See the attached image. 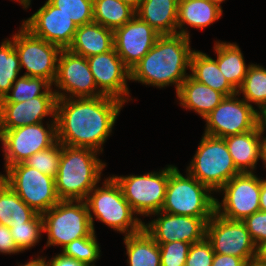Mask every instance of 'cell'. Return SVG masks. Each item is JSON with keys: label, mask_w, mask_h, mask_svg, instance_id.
<instances>
[{"label": "cell", "mask_w": 266, "mask_h": 266, "mask_svg": "<svg viewBox=\"0 0 266 266\" xmlns=\"http://www.w3.org/2000/svg\"><path fill=\"white\" fill-rule=\"evenodd\" d=\"M22 25L34 36L68 49L77 30V25L71 18L53 6L48 0L31 17L23 21Z\"/></svg>", "instance_id": "e0dca14e"}, {"label": "cell", "mask_w": 266, "mask_h": 266, "mask_svg": "<svg viewBox=\"0 0 266 266\" xmlns=\"http://www.w3.org/2000/svg\"><path fill=\"white\" fill-rule=\"evenodd\" d=\"M260 211L266 212V179H261Z\"/></svg>", "instance_id": "bcb514c9"}, {"label": "cell", "mask_w": 266, "mask_h": 266, "mask_svg": "<svg viewBox=\"0 0 266 266\" xmlns=\"http://www.w3.org/2000/svg\"><path fill=\"white\" fill-rule=\"evenodd\" d=\"M16 1H19L20 4L24 7V9H27L31 5V0H16Z\"/></svg>", "instance_id": "f5cc1de1"}, {"label": "cell", "mask_w": 266, "mask_h": 266, "mask_svg": "<svg viewBox=\"0 0 266 266\" xmlns=\"http://www.w3.org/2000/svg\"><path fill=\"white\" fill-rule=\"evenodd\" d=\"M189 74L197 82L219 91L225 97L235 95L237 90L228 82L220 71L217 61L206 53L194 50L190 58Z\"/></svg>", "instance_id": "484cf974"}, {"label": "cell", "mask_w": 266, "mask_h": 266, "mask_svg": "<svg viewBox=\"0 0 266 266\" xmlns=\"http://www.w3.org/2000/svg\"><path fill=\"white\" fill-rule=\"evenodd\" d=\"M45 259V257L40 258V256H38L36 259L33 258L31 261L19 266H47Z\"/></svg>", "instance_id": "7dc6e473"}, {"label": "cell", "mask_w": 266, "mask_h": 266, "mask_svg": "<svg viewBox=\"0 0 266 266\" xmlns=\"http://www.w3.org/2000/svg\"><path fill=\"white\" fill-rule=\"evenodd\" d=\"M237 93L224 99L205 118L204 134L225 138L254 130L258 126V110Z\"/></svg>", "instance_id": "4fadbf2b"}, {"label": "cell", "mask_w": 266, "mask_h": 266, "mask_svg": "<svg viewBox=\"0 0 266 266\" xmlns=\"http://www.w3.org/2000/svg\"><path fill=\"white\" fill-rule=\"evenodd\" d=\"M217 64L228 82L238 90L244 82L249 65L245 64L243 53L236 43L216 42Z\"/></svg>", "instance_id": "4316f807"}, {"label": "cell", "mask_w": 266, "mask_h": 266, "mask_svg": "<svg viewBox=\"0 0 266 266\" xmlns=\"http://www.w3.org/2000/svg\"><path fill=\"white\" fill-rule=\"evenodd\" d=\"M211 193L195 177L189 173L184 177L176 167L169 174L161 211L184 216L212 217L216 198Z\"/></svg>", "instance_id": "8992f818"}, {"label": "cell", "mask_w": 266, "mask_h": 266, "mask_svg": "<svg viewBox=\"0 0 266 266\" xmlns=\"http://www.w3.org/2000/svg\"><path fill=\"white\" fill-rule=\"evenodd\" d=\"M47 245L64 248L73 240L93 235L90 215L84 200H60L42 214Z\"/></svg>", "instance_id": "52a82bcc"}, {"label": "cell", "mask_w": 266, "mask_h": 266, "mask_svg": "<svg viewBox=\"0 0 266 266\" xmlns=\"http://www.w3.org/2000/svg\"><path fill=\"white\" fill-rule=\"evenodd\" d=\"M54 85L58 87L54 90L57 98H94L103 95L97 89L87 58L68 49H62L59 54ZM67 93L70 95L67 96Z\"/></svg>", "instance_id": "5bb4252c"}, {"label": "cell", "mask_w": 266, "mask_h": 266, "mask_svg": "<svg viewBox=\"0 0 266 266\" xmlns=\"http://www.w3.org/2000/svg\"><path fill=\"white\" fill-rule=\"evenodd\" d=\"M10 232L17 248L22 252L34 247L43 232L42 214H37L26 223H11Z\"/></svg>", "instance_id": "d6a6232c"}, {"label": "cell", "mask_w": 266, "mask_h": 266, "mask_svg": "<svg viewBox=\"0 0 266 266\" xmlns=\"http://www.w3.org/2000/svg\"><path fill=\"white\" fill-rule=\"evenodd\" d=\"M255 246L259 248L266 242V212L257 211L243 220Z\"/></svg>", "instance_id": "ab89813d"}, {"label": "cell", "mask_w": 266, "mask_h": 266, "mask_svg": "<svg viewBox=\"0 0 266 266\" xmlns=\"http://www.w3.org/2000/svg\"><path fill=\"white\" fill-rule=\"evenodd\" d=\"M62 145V143L56 141L51 147L33 154L24 163L55 179L58 172Z\"/></svg>", "instance_id": "d590c367"}, {"label": "cell", "mask_w": 266, "mask_h": 266, "mask_svg": "<svg viewBox=\"0 0 266 266\" xmlns=\"http://www.w3.org/2000/svg\"><path fill=\"white\" fill-rule=\"evenodd\" d=\"M180 105L194 110L203 119L224 99V95L209 86L197 82L190 75L182 82L177 91Z\"/></svg>", "instance_id": "603a6c76"}, {"label": "cell", "mask_w": 266, "mask_h": 266, "mask_svg": "<svg viewBox=\"0 0 266 266\" xmlns=\"http://www.w3.org/2000/svg\"><path fill=\"white\" fill-rule=\"evenodd\" d=\"M206 238L214 253L233 255L245 262L258 256V248L243 221L230 220L214 213L206 226Z\"/></svg>", "instance_id": "9a60e30c"}, {"label": "cell", "mask_w": 266, "mask_h": 266, "mask_svg": "<svg viewBox=\"0 0 266 266\" xmlns=\"http://www.w3.org/2000/svg\"><path fill=\"white\" fill-rule=\"evenodd\" d=\"M36 213L0 178V224L10 227L11 215Z\"/></svg>", "instance_id": "836d02e7"}, {"label": "cell", "mask_w": 266, "mask_h": 266, "mask_svg": "<svg viewBox=\"0 0 266 266\" xmlns=\"http://www.w3.org/2000/svg\"><path fill=\"white\" fill-rule=\"evenodd\" d=\"M236 168L241 172H254L262 155V134L259 126L245 133L224 138Z\"/></svg>", "instance_id": "44dd1931"}, {"label": "cell", "mask_w": 266, "mask_h": 266, "mask_svg": "<svg viewBox=\"0 0 266 266\" xmlns=\"http://www.w3.org/2000/svg\"><path fill=\"white\" fill-rule=\"evenodd\" d=\"M5 169L24 162L38 151L51 147L57 141L56 119L44 128L43 123L13 129H0Z\"/></svg>", "instance_id": "30bf717a"}, {"label": "cell", "mask_w": 266, "mask_h": 266, "mask_svg": "<svg viewBox=\"0 0 266 266\" xmlns=\"http://www.w3.org/2000/svg\"><path fill=\"white\" fill-rule=\"evenodd\" d=\"M135 15V9L121 0H93V21L113 31Z\"/></svg>", "instance_id": "f1b7e54d"}, {"label": "cell", "mask_w": 266, "mask_h": 266, "mask_svg": "<svg viewBox=\"0 0 266 266\" xmlns=\"http://www.w3.org/2000/svg\"><path fill=\"white\" fill-rule=\"evenodd\" d=\"M261 160H263V163L266 168V142H262V155H261Z\"/></svg>", "instance_id": "816d5d0a"}, {"label": "cell", "mask_w": 266, "mask_h": 266, "mask_svg": "<svg viewBox=\"0 0 266 266\" xmlns=\"http://www.w3.org/2000/svg\"><path fill=\"white\" fill-rule=\"evenodd\" d=\"M222 12L223 10L220 7L210 3L208 0H179L177 34L190 38L189 32L185 29V25L197 29H204L218 20Z\"/></svg>", "instance_id": "cb8c5ba5"}, {"label": "cell", "mask_w": 266, "mask_h": 266, "mask_svg": "<svg viewBox=\"0 0 266 266\" xmlns=\"http://www.w3.org/2000/svg\"><path fill=\"white\" fill-rule=\"evenodd\" d=\"M176 168L167 165L159 172L144 175L112 176L119 184L124 198L138 215L150 216L161 211L169 174Z\"/></svg>", "instance_id": "9c48e42d"}, {"label": "cell", "mask_w": 266, "mask_h": 266, "mask_svg": "<svg viewBox=\"0 0 266 266\" xmlns=\"http://www.w3.org/2000/svg\"><path fill=\"white\" fill-rule=\"evenodd\" d=\"M213 193L241 173L235 166L225 139L203 134L187 171Z\"/></svg>", "instance_id": "5b68a950"}, {"label": "cell", "mask_w": 266, "mask_h": 266, "mask_svg": "<svg viewBox=\"0 0 266 266\" xmlns=\"http://www.w3.org/2000/svg\"><path fill=\"white\" fill-rule=\"evenodd\" d=\"M12 41L20 66L25 67L27 71L24 76L41 77L53 85L57 76L58 57L62 49L34 36L23 25L12 36Z\"/></svg>", "instance_id": "8fae6325"}, {"label": "cell", "mask_w": 266, "mask_h": 266, "mask_svg": "<svg viewBox=\"0 0 266 266\" xmlns=\"http://www.w3.org/2000/svg\"><path fill=\"white\" fill-rule=\"evenodd\" d=\"M244 266H266V262L263 261L259 256H256L251 260L246 261Z\"/></svg>", "instance_id": "c3c4849f"}, {"label": "cell", "mask_w": 266, "mask_h": 266, "mask_svg": "<svg viewBox=\"0 0 266 266\" xmlns=\"http://www.w3.org/2000/svg\"><path fill=\"white\" fill-rule=\"evenodd\" d=\"M178 1L143 0L135 13L161 35L177 34Z\"/></svg>", "instance_id": "d4e9b609"}, {"label": "cell", "mask_w": 266, "mask_h": 266, "mask_svg": "<svg viewBox=\"0 0 266 266\" xmlns=\"http://www.w3.org/2000/svg\"><path fill=\"white\" fill-rule=\"evenodd\" d=\"M5 172L0 178L37 214L45 213L60 201L53 177L24 162L9 166Z\"/></svg>", "instance_id": "ba28073f"}, {"label": "cell", "mask_w": 266, "mask_h": 266, "mask_svg": "<svg viewBox=\"0 0 266 266\" xmlns=\"http://www.w3.org/2000/svg\"><path fill=\"white\" fill-rule=\"evenodd\" d=\"M87 61L97 89L103 95L117 98L124 103L130 100L127 86L130 70L114 48L107 53L87 57Z\"/></svg>", "instance_id": "d6986e66"}, {"label": "cell", "mask_w": 266, "mask_h": 266, "mask_svg": "<svg viewBox=\"0 0 266 266\" xmlns=\"http://www.w3.org/2000/svg\"><path fill=\"white\" fill-rule=\"evenodd\" d=\"M258 126L260 128L261 134H264L266 129V109L258 111ZM263 142H266V137L262 136Z\"/></svg>", "instance_id": "f6af8a7d"}, {"label": "cell", "mask_w": 266, "mask_h": 266, "mask_svg": "<svg viewBox=\"0 0 266 266\" xmlns=\"http://www.w3.org/2000/svg\"><path fill=\"white\" fill-rule=\"evenodd\" d=\"M114 31L96 22L77 27L68 50L85 58L107 53L114 48Z\"/></svg>", "instance_id": "7402d4cb"}, {"label": "cell", "mask_w": 266, "mask_h": 266, "mask_svg": "<svg viewBox=\"0 0 266 266\" xmlns=\"http://www.w3.org/2000/svg\"><path fill=\"white\" fill-rule=\"evenodd\" d=\"M47 266H88L86 263L76 260L75 258L66 256L63 252L53 256L47 261Z\"/></svg>", "instance_id": "7bdbcfd3"}, {"label": "cell", "mask_w": 266, "mask_h": 266, "mask_svg": "<svg viewBox=\"0 0 266 266\" xmlns=\"http://www.w3.org/2000/svg\"><path fill=\"white\" fill-rule=\"evenodd\" d=\"M157 219L143 224L144 230L157 244L182 241L196 243L206 237L207 222L211 217H193L156 212Z\"/></svg>", "instance_id": "2e32d148"}, {"label": "cell", "mask_w": 266, "mask_h": 266, "mask_svg": "<svg viewBox=\"0 0 266 266\" xmlns=\"http://www.w3.org/2000/svg\"><path fill=\"white\" fill-rule=\"evenodd\" d=\"M100 251L95 233L91 236L73 240L62 249L66 256L84 262L88 266H95L94 262L100 259Z\"/></svg>", "instance_id": "e575fe53"}, {"label": "cell", "mask_w": 266, "mask_h": 266, "mask_svg": "<svg viewBox=\"0 0 266 266\" xmlns=\"http://www.w3.org/2000/svg\"><path fill=\"white\" fill-rule=\"evenodd\" d=\"M37 213H17L11 215V223H26L31 221Z\"/></svg>", "instance_id": "ee69618b"}, {"label": "cell", "mask_w": 266, "mask_h": 266, "mask_svg": "<svg viewBox=\"0 0 266 266\" xmlns=\"http://www.w3.org/2000/svg\"><path fill=\"white\" fill-rule=\"evenodd\" d=\"M258 256L266 262V242L258 248Z\"/></svg>", "instance_id": "f907efd6"}, {"label": "cell", "mask_w": 266, "mask_h": 266, "mask_svg": "<svg viewBox=\"0 0 266 266\" xmlns=\"http://www.w3.org/2000/svg\"><path fill=\"white\" fill-rule=\"evenodd\" d=\"M190 245L182 241L160 244L161 266H185Z\"/></svg>", "instance_id": "74e56055"}, {"label": "cell", "mask_w": 266, "mask_h": 266, "mask_svg": "<svg viewBox=\"0 0 266 266\" xmlns=\"http://www.w3.org/2000/svg\"><path fill=\"white\" fill-rule=\"evenodd\" d=\"M161 34L136 15L114 31V49L131 70L153 47Z\"/></svg>", "instance_id": "ac0fdd59"}, {"label": "cell", "mask_w": 266, "mask_h": 266, "mask_svg": "<svg viewBox=\"0 0 266 266\" xmlns=\"http://www.w3.org/2000/svg\"><path fill=\"white\" fill-rule=\"evenodd\" d=\"M19 252L21 251L13 240L10 228L0 224V253L11 255Z\"/></svg>", "instance_id": "60d3db41"}, {"label": "cell", "mask_w": 266, "mask_h": 266, "mask_svg": "<svg viewBox=\"0 0 266 266\" xmlns=\"http://www.w3.org/2000/svg\"><path fill=\"white\" fill-rule=\"evenodd\" d=\"M72 19L77 27L93 22V0H48Z\"/></svg>", "instance_id": "8d00e7d4"}, {"label": "cell", "mask_w": 266, "mask_h": 266, "mask_svg": "<svg viewBox=\"0 0 266 266\" xmlns=\"http://www.w3.org/2000/svg\"><path fill=\"white\" fill-rule=\"evenodd\" d=\"M121 1L130 5L132 8L136 10L143 0H121Z\"/></svg>", "instance_id": "681fc988"}, {"label": "cell", "mask_w": 266, "mask_h": 266, "mask_svg": "<svg viewBox=\"0 0 266 266\" xmlns=\"http://www.w3.org/2000/svg\"><path fill=\"white\" fill-rule=\"evenodd\" d=\"M89 148L62 145L55 188L60 200H85L106 166Z\"/></svg>", "instance_id": "3957f363"}, {"label": "cell", "mask_w": 266, "mask_h": 266, "mask_svg": "<svg viewBox=\"0 0 266 266\" xmlns=\"http://www.w3.org/2000/svg\"><path fill=\"white\" fill-rule=\"evenodd\" d=\"M224 193L222 202L215 199V213L230 219L243 221L260 211L261 178L253 172L239 173L218 192Z\"/></svg>", "instance_id": "7c38bea8"}, {"label": "cell", "mask_w": 266, "mask_h": 266, "mask_svg": "<svg viewBox=\"0 0 266 266\" xmlns=\"http://www.w3.org/2000/svg\"><path fill=\"white\" fill-rule=\"evenodd\" d=\"M210 3H213V4H216L218 7H220L221 9H222V7H221V3L222 2H224L225 0H208Z\"/></svg>", "instance_id": "db71d44e"}, {"label": "cell", "mask_w": 266, "mask_h": 266, "mask_svg": "<svg viewBox=\"0 0 266 266\" xmlns=\"http://www.w3.org/2000/svg\"><path fill=\"white\" fill-rule=\"evenodd\" d=\"M245 263L242 258L215 253L211 266H244Z\"/></svg>", "instance_id": "b9f144b4"}, {"label": "cell", "mask_w": 266, "mask_h": 266, "mask_svg": "<svg viewBox=\"0 0 266 266\" xmlns=\"http://www.w3.org/2000/svg\"><path fill=\"white\" fill-rule=\"evenodd\" d=\"M102 184L103 187L96 185L84 200L94 232L93 219L95 218L110 228L125 234V236L141 231L144 222L136 216L133 217L136 213L124 198L116 180L111 176L105 179Z\"/></svg>", "instance_id": "277c9868"}, {"label": "cell", "mask_w": 266, "mask_h": 266, "mask_svg": "<svg viewBox=\"0 0 266 266\" xmlns=\"http://www.w3.org/2000/svg\"><path fill=\"white\" fill-rule=\"evenodd\" d=\"M190 38L181 34L160 35L149 52L130 70V80L145 85H174L176 93L189 76L192 52Z\"/></svg>", "instance_id": "7a4b0ae2"}, {"label": "cell", "mask_w": 266, "mask_h": 266, "mask_svg": "<svg viewBox=\"0 0 266 266\" xmlns=\"http://www.w3.org/2000/svg\"><path fill=\"white\" fill-rule=\"evenodd\" d=\"M56 101V95H42L23 102L0 103V129L42 123L46 116L55 119Z\"/></svg>", "instance_id": "ffe728a7"}, {"label": "cell", "mask_w": 266, "mask_h": 266, "mask_svg": "<svg viewBox=\"0 0 266 266\" xmlns=\"http://www.w3.org/2000/svg\"><path fill=\"white\" fill-rule=\"evenodd\" d=\"M240 93L243 94V100L251 106L253 102L260 111L266 109V69L250 64L244 82L237 90V94L241 95Z\"/></svg>", "instance_id": "4dcf8cb0"}, {"label": "cell", "mask_w": 266, "mask_h": 266, "mask_svg": "<svg viewBox=\"0 0 266 266\" xmlns=\"http://www.w3.org/2000/svg\"><path fill=\"white\" fill-rule=\"evenodd\" d=\"M124 102L110 96L57 98V141L65 146L89 148L100 153L112 133Z\"/></svg>", "instance_id": "6da1fadb"}, {"label": "cell", "mask_w": 266, "mask_h": 266, "mask_svg": "<svg viewBox=\"0 0 266 266\" xmlns=\"http://www.w3.org/2000/svg\"><path fill=\"white\" fill-rule=\"evenodd\" d=\"M21 70L13 41L6 38L0 46V100L9 93Z\"/></svg>", "instance_id": "1f68e13d"}, {"label": "cell", "mask_w": 266, "mask_h": 266, "mask_svg": "<svg viewBox=\"0 0 266 266\" xmlns=\"http://www.w3.org/2000/svg\"><path fill=\"white\" fill-rule=\"evenodd\" d=\"M129 266H161L160 248L144 228L124 236Z\"/></svg>", "instance_id": "83f0119b"}, {"label": "cell", "mask_w": 266, "mask_h": 266, "mask_svg": "<svg viewBox=\"0 0 266 266\" xmlns=\"http://www.w3.org/2000/svg\"><path fill=\"white\" fill-rule=\"evenodd\" d=\"M52 84L41 77L20 76L0 103H17L42 95H56ZM43 90V91H42Z\"/></svg>", "instance_id": "f546056e"}, {"label": "cell", "mask_w": 266, "mask_h": 266, "mask_svg": "<svg viewBox=\"0 0 266 266\" xmlns=\"http://www.w3.org/2000/svg\"><path fill=\"white\" fill-rule=\"evenodd\" d=\"M214 255L212 244L205 237L190 245L185 266H211Z\"/></svg>", "instance_id": "f35d334b"}]
</instances>
